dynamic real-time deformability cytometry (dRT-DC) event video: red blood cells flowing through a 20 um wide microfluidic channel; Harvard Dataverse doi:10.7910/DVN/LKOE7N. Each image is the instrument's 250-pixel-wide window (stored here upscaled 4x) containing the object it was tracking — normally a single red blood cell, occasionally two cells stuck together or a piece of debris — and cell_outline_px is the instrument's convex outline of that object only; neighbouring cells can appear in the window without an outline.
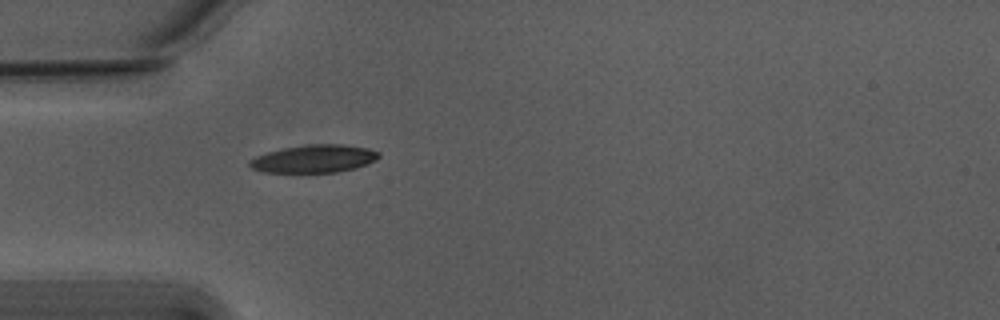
{"species": "Egyptian fruit bat (a non-hibernating species)", "species_latin": "Rousettus aegyptiacus", "temperature_condition": "warm", "stored_images_in_passage": 39, "camera_frame_rate_fps": 3000, "um_per_image_px": 0.085, "animal": {"sex": "male"}, "frame": {"image": 1, "passage_image": 1, "time_ms": 0.0, "image_size_px": [1000, 320], "cell_outline_px": [[380, 156], [376, 160], [356, 168], [336, 172], [264, 172], [252, 168], [248, 164], [248, 160], [256, 156], [268, 152], [284, 148], [308, 144], [344, 144], [368, 148], [380, 152]], "centroid_in_image_um": [26.71, 13.49], "position_along_channel_um": 58.3, "area_um2": 20.92}}
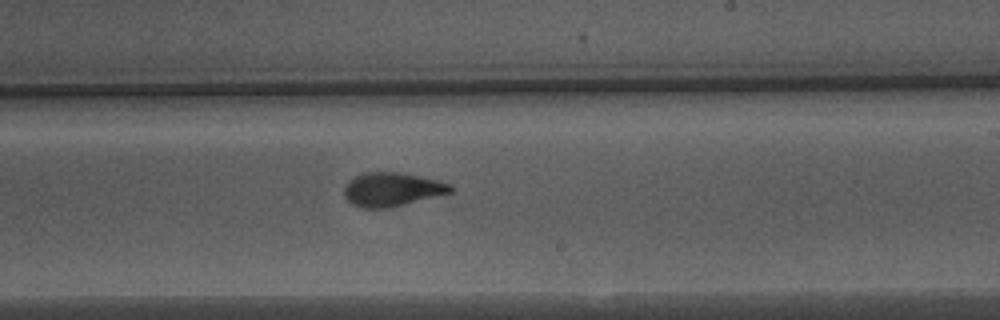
{"frame": {"image": 2, "passage_image": 17, "time_ms": 5.333, "image_size_px": [1000, 320], "cell_outline_px": [[452, 192], [388, 208], [364, 208], [352, 204], [344, 196], [344, 188], [356, 176], [364, 172], [400, 172], [436, 180], [448, 184], [452, 188]], "centroid_in_image_um": [33.29, 16.1], "position_along_channel_um": 255.7, "area_um2": 20.46}}
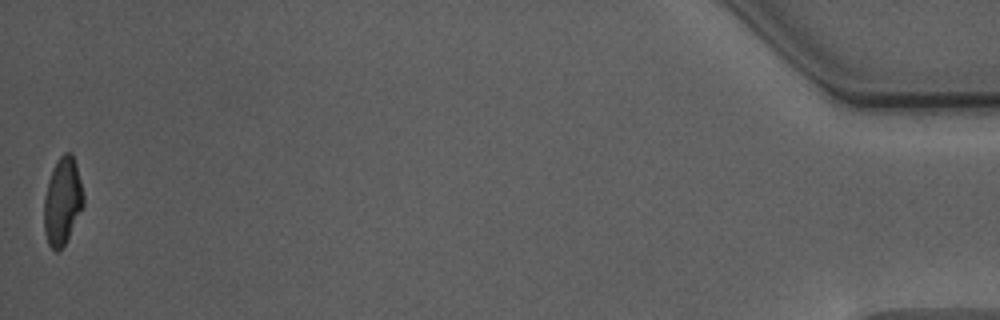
{"frame": {"image": 3, "passage_image": 39, "time_ms": 12.667, "image_size_px": [1000, 320], "cell_outline_px": [[84, 204], [64, 244], [56, 252], [48, 244], [44, 232], [44, 196], [48, 180], [52, 168], [60, 156], [64, 152], [72, 152], [76, 164], [84, 196]], "centroid_in_image_um": [5.29, 17.06], "position_along_channel_um": 429.9, "area_um2": 19.88}, "authors_computed_cell_mechanics": {"area_um2": 20.9814, "velocity_mm_per_s": 3.7655, "shape_relaxation_time_tau1_ms": 3.1693, "shape_relaxation_time_tau2_ms": 1.1927, "deformation_change_tau1": 0.1903, "deformation_change_tau2": 0.0835}}